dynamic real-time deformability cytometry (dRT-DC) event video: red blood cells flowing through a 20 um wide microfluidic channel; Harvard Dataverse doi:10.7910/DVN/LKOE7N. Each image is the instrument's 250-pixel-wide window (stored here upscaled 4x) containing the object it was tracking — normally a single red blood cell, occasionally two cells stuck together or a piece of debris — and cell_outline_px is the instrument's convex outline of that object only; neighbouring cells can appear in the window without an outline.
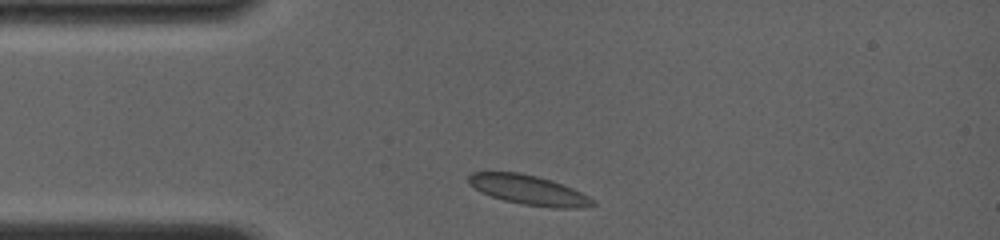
{"species": "common noctule bat (a hibernating species)", "species_latin": "Nyctalus noctula", "temperature_condition": "room temperature", "stored_images_in_passage": 14, "camera_frame_rate_fps": 4000, "um_per_image_px": 0.085, "animal": {"sex": "female", "body_mass_g": 19.0, "forearm_length_mm": 56.7}, "frame": {"image": 1, "passage_image": 1, "time_ms": 0.0, "image_size_px": [1000, 240], "cell_outline_px": [[596, 204], [580, 208], [552, 208], [524, 204], [504, 200], [480, 192], [468, 184], [468, 176], [472, 172], [520, 172], [552, 180], [572, 188], [596, 200]], "centroid_in_image_um": [44.94, 16.15], "position_along_channel_um": 40.1, "area_um2": 21.44}}
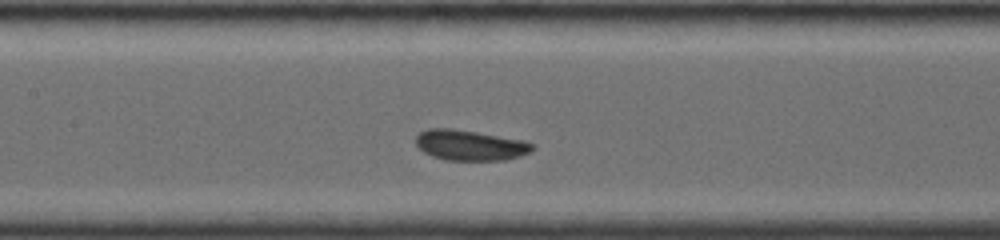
{"frame": {"image": 2, "passage_image": 7, "time_ms": 3.75, "image_size_px": [1000, 240], "cell_outline_px": [[536, 148], [520, 156], [504, 160], [448, 160], [432, 156], [424, 152], [416, 144], [416, 136], [420, 132], [428, 128], [452, 128], [524, 140], [532, 144]], "centroid_in_image_um": [39.95, 12.34], "position_along_channel_um": 167.5, "area_um2": 20.58}}
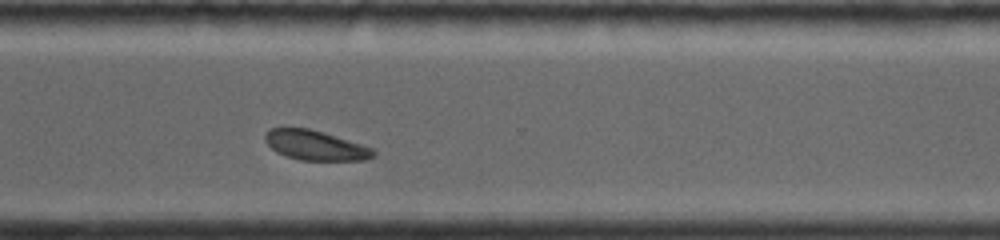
{"frame": {"image": 3, "passage_image": 14, "time_ms": 8.25, "image_size_px": [1000, 240], "cell_outline_px": [[376, 156], [364, 160], [300, 160], [276, 152], [264, 140], [264, 136], [272, 128], [308, 128], [360, 144], [372, 148], [376, 152]], "centroid_in_image_um": [26.81, 12.36], "position_along_channel_um": 343.8, "area_um2": 18.38}}